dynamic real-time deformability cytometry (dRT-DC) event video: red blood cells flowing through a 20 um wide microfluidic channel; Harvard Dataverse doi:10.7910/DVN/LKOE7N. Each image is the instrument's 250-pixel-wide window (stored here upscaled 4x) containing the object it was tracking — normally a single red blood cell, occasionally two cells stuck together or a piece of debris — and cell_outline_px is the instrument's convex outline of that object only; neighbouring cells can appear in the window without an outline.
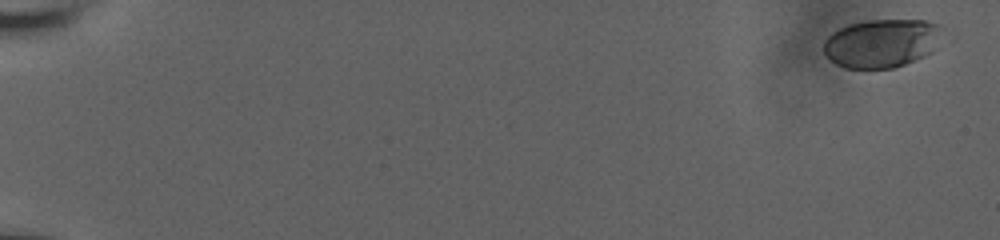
{"species": "human", "species_latin": "Homo sapiens", "temperature_condition": "room temperature", "stored_images_in_passage": 12, "camera_frame_rate_fps": 3000, "um_per_image_px": 0.085, "donor": {"sex": "male"}, "frame": {"image": 1, "passage_image": 1, "time_ms": 0.0, "image_size_px": [1000, 240], "cell_outline_px": [[944, 32], [936, 48], [932, 52], [924, 56], [904, 64], [892, 68], [844, 68], [836, 64], [824, 52], [824, 40], [832, 32], [840, 28], [852, 24], [868, 20], [924, 20], [940, 24], [944, 28]], "centroid_in_image_um": [75.0, 3.66], "position_along_channel_um": 10.0, "area_um2": 33.7}}
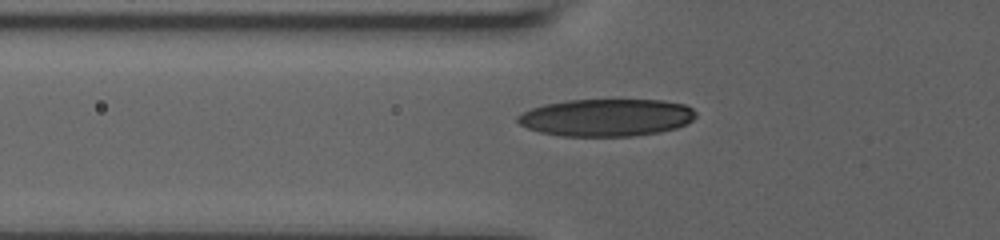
{"frame": {"image": 2, "passage_image": 10, "time_ms": 7.333, "image_size_px": [1000, 240], "cell_outline_px": [[696, 116], [692, 120], [676, 128], [660, 132], [628, 136], [560, 136], [540, 132], [528, 128], [520, 124], [516, 120], [516, 116], [532, 108], [544, 104], [568, 100], [664, 100], [684, 104], [692, 108], [696, 112]], "centroid_in_image_um": [51.54, 9.99], "position_along_channel_um": 74.3, "area_um2": 38.78}}
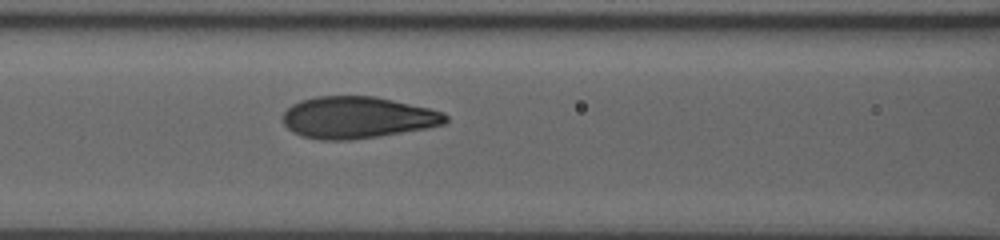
{"frame": {"image": 3, "passage_image": 12, "time_ms": 9.0, "image_size_px": [1000, 240], "cell_outline_px": [[448, 120], [444, 124], [428, 128], [380, 136], [352, 140], [320, 140], [304, 136], [292, 132], [284, 124], [284, 112], [292, 104], [300, 100], [316, 96], [376, 96], [428, 108], [444, 112], [448, 116]], "centroid_in_image_um": [30.39, 9.99], "position_along_channel_um": 136.2, "area_um2": 39.71}}